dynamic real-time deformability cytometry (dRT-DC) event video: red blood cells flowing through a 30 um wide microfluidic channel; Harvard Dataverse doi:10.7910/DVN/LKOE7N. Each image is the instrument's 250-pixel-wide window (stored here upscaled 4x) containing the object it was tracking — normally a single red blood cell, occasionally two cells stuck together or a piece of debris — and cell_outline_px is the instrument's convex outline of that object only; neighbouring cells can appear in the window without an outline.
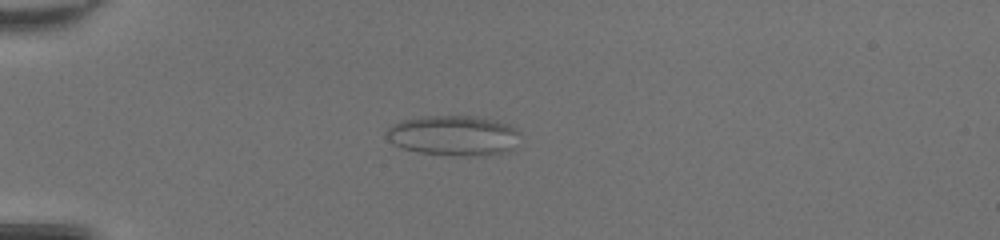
{"species": "common noctule bat (a hibernating species)", "species_latin": "Nyctalus noctula", "temperature_condition": "room temperature", "stored_images_in_passage": 45, "camera_frame_rate_fps": 3000, "um_per_image_px": 0.085, "animal": {"sex": "female", "body_mass_g": 20.0, "forearm_length_mm": 54.0}, "frame": {"image": 1, "passage_image": 10, "time_ms": 3.0, "image_size_px": [1000, 240], "cell_outline_px": [[520, 132], [512, 148], [488, 156], [460, 156], [420, 152], [404, 148], [392, 144], [388, 140], [384, 132], [392, 124], [400, 120], [424, 116], [472, 116], [492, 120], [508, 124], [516, 128]], "centroid_in_image_um": [38.5, 11.52], "position_along_channel_um": 46.5, "area_um2": 31.21}}
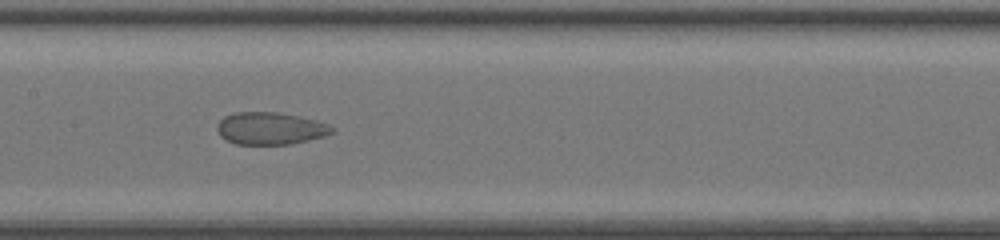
{"frame": {"image": 2, "passage_image": 22, "time_ms": 7.0, "image_size_px": [1000, 240], "cell_outline_px": [[336, 132], [324, 136], [292, 144], [236, 144], [220, 136], [216, 128], [216, 124], [224, 116], [232, 112], [276, 112], [316, 120], [328, 124], [336, 128]], "centroid_in_image_um": [22.98, 10.91], "position_along_channel_um": 184.4, "area_um2": 21.73}}
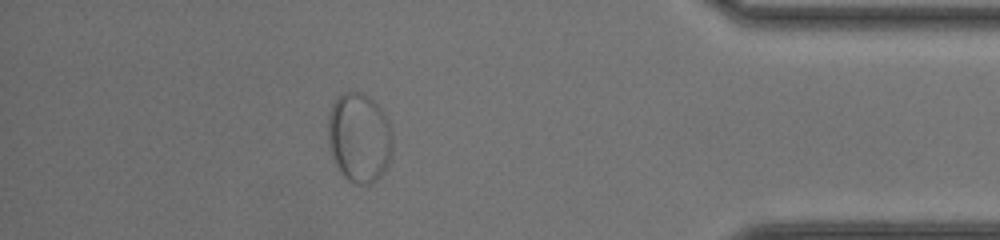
{"frame": {"image": 3, "passage_image": 40, "time_ms": 13.0, "image_size_px": [1000, 240], "cell_outline_px": [[392, 152], [388, 164], [384, 172], [376, 180], [368, 184], [356, 184], [348, 180], [340, 172], [332, 160], [328, 144], [328, 116], [332, 104], [336, 96], [340, 92], [364, 92], [380, 108], [388, 120], [392, 132]], "centroid_in_image_um": [30.51, 11.69], "position_along_channel_um": 404.7, "area_um2": 34.22}}